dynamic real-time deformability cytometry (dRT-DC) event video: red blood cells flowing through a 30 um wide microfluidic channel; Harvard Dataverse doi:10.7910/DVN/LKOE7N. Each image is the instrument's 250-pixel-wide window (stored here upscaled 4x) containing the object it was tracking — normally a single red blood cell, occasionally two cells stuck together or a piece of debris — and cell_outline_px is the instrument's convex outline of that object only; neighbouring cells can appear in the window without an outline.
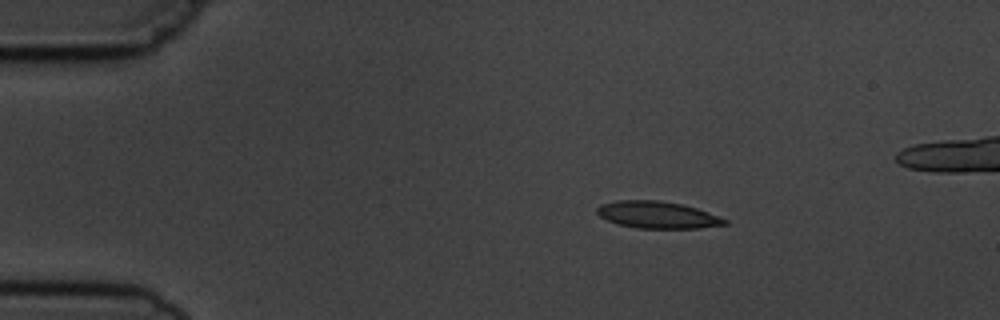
{"species": "common noctule bat (a hibernating species)", "species_latin": "Nyctalus noctula", "temperature_condition": "cold", "stored_images_in_passage": 4, "camera_frame_rate_fps": 3000, "um_per_image_px": 0.085, "animal": {"sex": "male", "body_mass_g": 19.5, "forearm_length_mm": 54.6}, "frame": {"image": 1, "passage_image": 1, "time_ms": 0.0, "image_size_px": [1000, 320], "cell_outline_px": [[728, 224], [700, 228], [636, 228], [620, 224], [608, 220], [600, 216], [596, 212], [596, 208], [600, 204], [616, 200], [660, 200], [680, 204], [696, 208], [708, 212], [728, 220]], "centroid_in_image_um": [55.87, 18.26], "position_along_channel_um": 29.1, "area_um2": 20.0}}
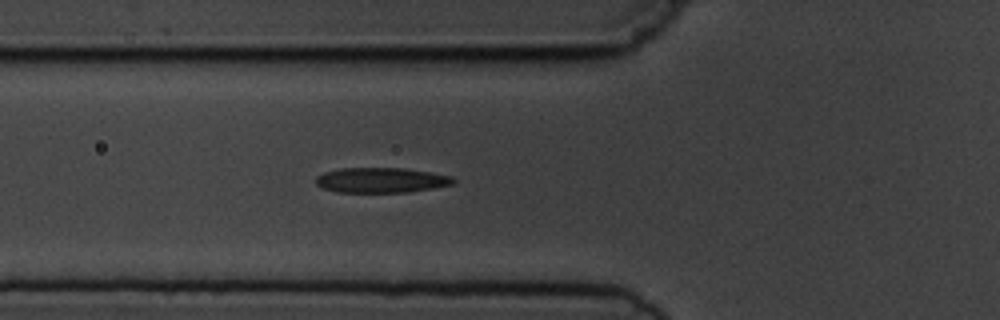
{"frame": {"image": 2, "passage_image": 4, "time_ms": 3.333, "image_size_px": [1000, 320], "cell_outline_px": [[456, 184], [408, 192], [336, 192], [324, 188], [316, 184], [316, 176], [324, 172], [340, 168], [404, 168], [432, 172], [452, 176], [456, 180]], "centroid_in_image_um": [32.43, 15.31], "position_along_channel_um": 93.4, "area_um2": 20.23}}